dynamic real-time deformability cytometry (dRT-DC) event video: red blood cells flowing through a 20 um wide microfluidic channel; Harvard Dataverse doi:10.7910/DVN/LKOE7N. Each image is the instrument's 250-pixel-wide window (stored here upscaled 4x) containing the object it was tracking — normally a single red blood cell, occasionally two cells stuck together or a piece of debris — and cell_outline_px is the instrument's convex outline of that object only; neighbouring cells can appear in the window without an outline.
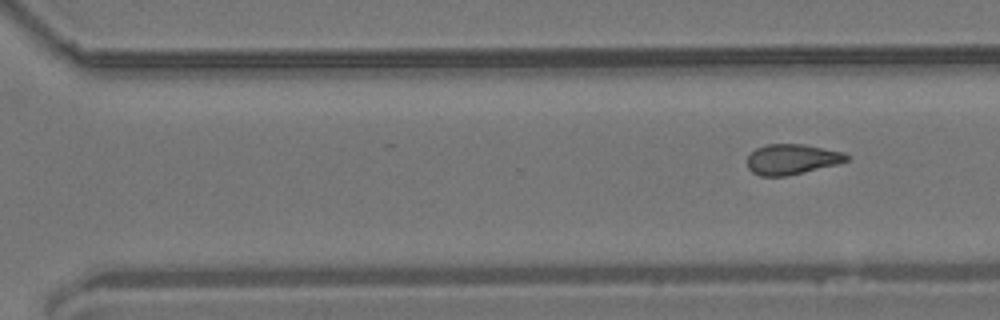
{"species": "common noctule bat (a hibernating species)", "species_latin": "Nyctalus noctula", "temperature_condition": "room temperature", "stored_images_in_passage": 11, "segment_of_instrument_passage": [2, 2], "camera_frame_rate_fps": 3000, "um_per_image_px": 0.085, "animal": {"sex": "male", "body_mass_g": 19.2, "forearm_length_mm": 51.8}, "frame": {"image": 1, "passage_image": 11, "time_ms": 3.333, "image_size_px": [1000, 320], "cell_outline_px": [[848, 160], [836, 164], [788, 176], [760, 176], [752, 172], [748, 168], [748, 156], [756, 148], [764, 144], [804, 144], [844, 152], [848, 156]], "centroid_in_image_um": [67.29, 13.53], "position_along_channel_um": 303.3, "area_um2": 17.51}}